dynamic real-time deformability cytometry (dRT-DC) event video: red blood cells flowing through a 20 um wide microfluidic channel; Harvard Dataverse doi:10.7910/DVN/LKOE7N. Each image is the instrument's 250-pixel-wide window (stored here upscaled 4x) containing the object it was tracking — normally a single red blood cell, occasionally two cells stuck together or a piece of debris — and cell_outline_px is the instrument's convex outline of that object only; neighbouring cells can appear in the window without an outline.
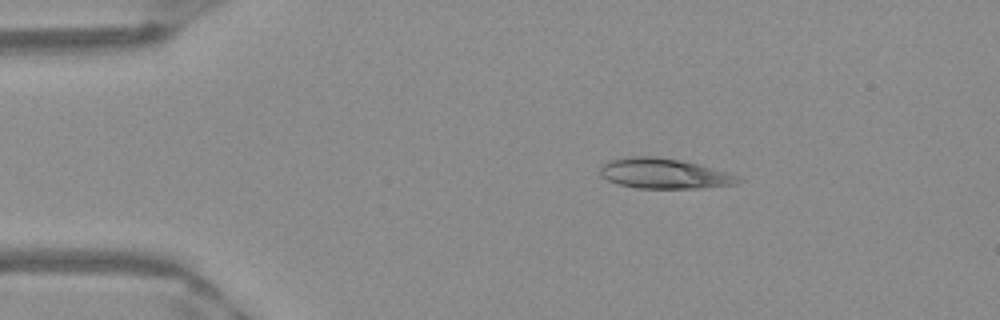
{"species": "Egyptian fruit bat (a non-hibernating species)", "species_latin": "Rousettus aegyptiacus", "temperature_condition": "warm", "stored_images_in_passage": 43, "camera_frame_rate_fps": 3000, "um_per_image_px": 0.085, "frame": {"image": 1, "passage_image": 1, "time_ms": 0.0, "image_size_px": [1000, 320], "cell_outline_px": [[744, 180], [736, 184], [696, 188], [636, 188], [620, 184], [608, 180], [600, 176], [600, 168], [608, 160], [632, 156], [656, 156], [680, 160], [728, 172], [740, 176]], "centroid_in_image_um": [56.45, 14.75], "position_along_channel_um": 28.5, "area_um2": 24.22}}
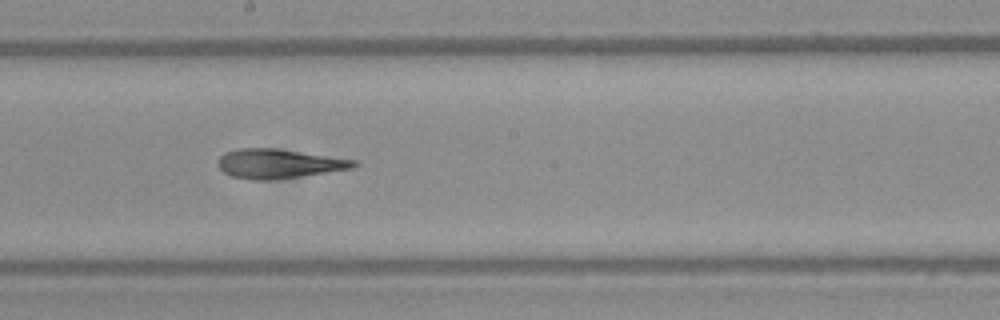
{"frame": {"image": 2, "passage_image": 20, "time_ms": 6.333, "image_size_px": [1000, 320], "cell_outline_px": [[360, 164], [356, 168], [272, 180], [252, 180], [232, 176], [224, 172], [216, 164], [220, 156], [224, 152], [240, 148], [276, 148], [360, 160]], "centroid_in_image_um": [23.75, 13.9], "position_along_channel_um": 224.5, "area_um2": 23.52}}
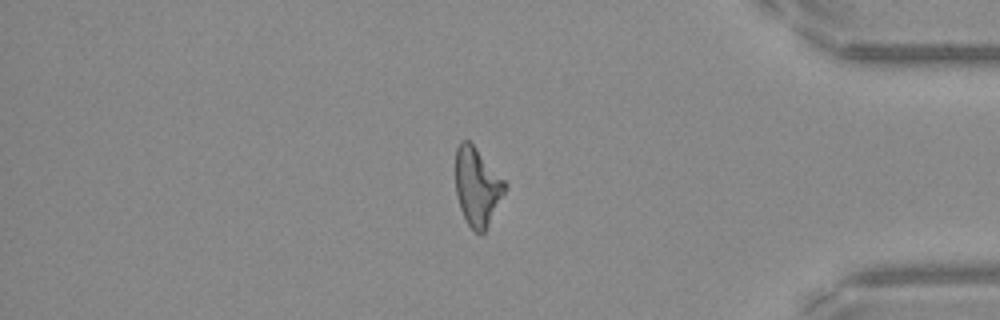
{"frame": {"image": 3, "passage_image": 35, "time_ms": 11.333, "image_size_px": [1000, 320], "cell_outline_px": [[508, 184], [484, 232], [476, 232], [468, 224], [460, 208], [456, 196], [456, 148], [464, 140], [468, 140], [476, 148]], "centroid_in_image_um": [40.55, 15.85], "position_along_channel_um": 394.7, "area_um2": 21.91}, "authors_computed_cell_mechanics": {"area_um2": 23.0622, "velocity_mm_per_s": 3.9835, "shape_relaxation_time_tau1_ms": null, "shape_relaxation_time_tau2_ms": 3.3499, "deformation_change_tau1": null, "deformation_change_tau2": 0.1579}}